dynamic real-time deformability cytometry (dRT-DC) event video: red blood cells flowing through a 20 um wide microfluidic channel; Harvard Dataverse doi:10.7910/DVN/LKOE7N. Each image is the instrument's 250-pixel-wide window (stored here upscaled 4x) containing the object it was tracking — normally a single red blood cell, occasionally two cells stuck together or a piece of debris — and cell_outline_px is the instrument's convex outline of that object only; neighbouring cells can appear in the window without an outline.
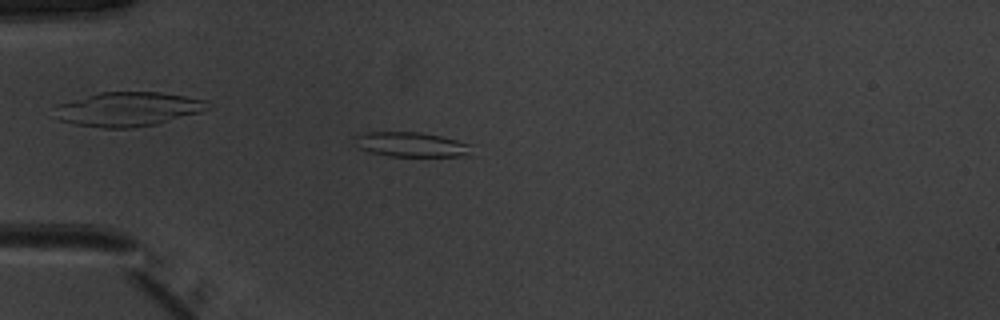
{"species": "common noctule bat (a hibernating species)", "species_latin": "Nyctalus noctula", "temperature_condition": "warm", "stored_images_in_passage": 50, "camera_frame_rate_fps": 3000, "um_per_image_px": 0.085, "animal": {"sex": "male", "body_mass_g": 20.1, "forearm_length_mm": 53.5}, "frame": {"image": 1, "passage_image": 14, "time_ms": 4.333, "image_size_px": [1000, 320], "cell_outline_px": [[476, 144], [468, 156], [388, 156], [368, 152], [360, 148], [352, 136], [368, 132], [420, 132], [440, 136]], "centroid_in_image_um": [35.02, 12.28], "position_along_channel_um": 50.0, "area_um2": 17.11}}
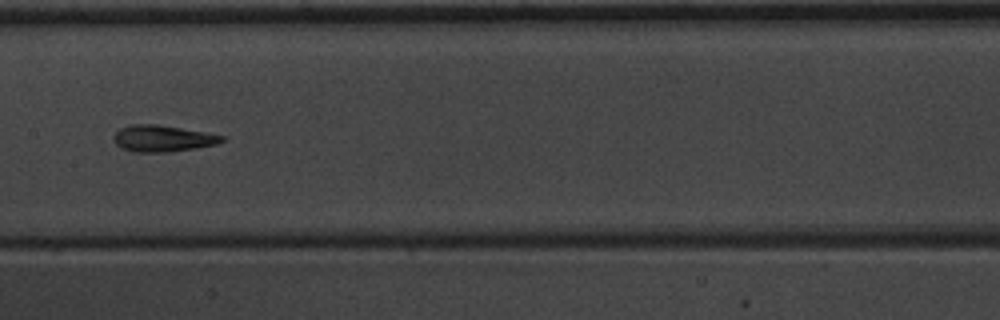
{"frame": {"image": 2, "passage_image": 26, "time_ms": 8.333, "image_size_px": [1000, 320], "cell_outline_px": [[224, 140], [216, 144], [196, 148], [168, 152], [136, 152], [120, 148], [112, 140], [112, 136], [120, 128], [132, 124], [160, 124], [204, 132], [224, 136]], "centroid_in_image_um": [13.77, 11.76], "position_along_channel_um": 193.6, "area_um2": 16.76}}
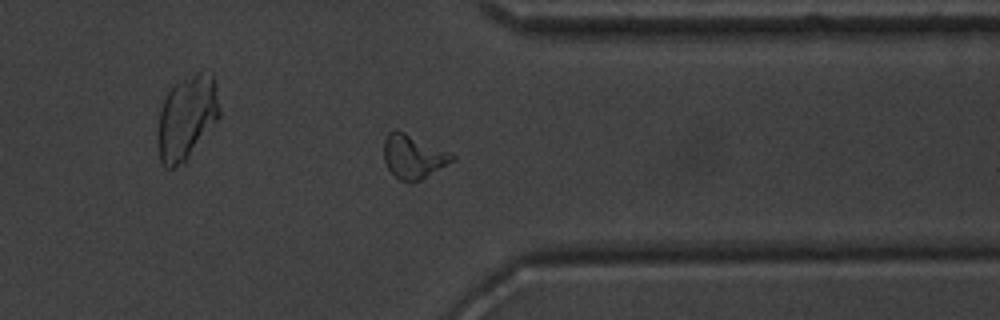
{"frame": {"image": 3, "passage_image": 40, "time_ms": 13.0, "image_size_px": [1000, 320], "cell_outline_px": [[456, 160], [420, 180], [412, 184], [400, 180], [388, 168], [384, 160], [384, 140], [388, 132], [396, 128], [448, 152], [456, 156]], "centroid_in_image_um": [35.11, 13.32], "position_along_channel_um": 376.3, "area_um2": 17.4}, "authors_computed_cell_mechanics": {"area_um2": 16.8776, "velocity_mm_per_s": 3.9848, "shape_relaxation_time_tau1_ms": null, "shape_relaxation_time_tau2_ms": 2.7532, "deformation_change_tau1": null, "deformation_change_tau2": 0.1178}}